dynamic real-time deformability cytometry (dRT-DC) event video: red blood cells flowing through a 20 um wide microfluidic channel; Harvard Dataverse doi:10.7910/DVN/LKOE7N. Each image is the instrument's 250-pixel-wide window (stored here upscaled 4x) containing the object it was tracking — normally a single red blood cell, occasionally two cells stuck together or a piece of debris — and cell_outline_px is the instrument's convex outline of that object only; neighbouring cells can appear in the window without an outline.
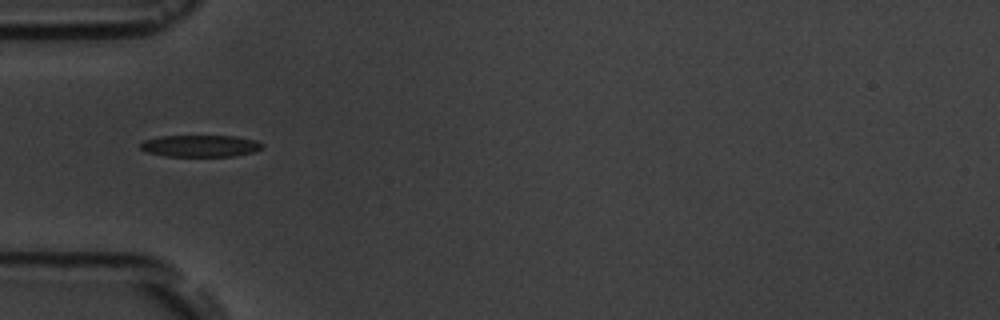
{"species": "common noctule bat (a hibernating species)", "species_latin": "Nyctalus noctula", "temperature_condition": "room temperature", "stored_images_in_passage": 8, "camera_frame_rate_fps": 3000, "um_per_image_px": 0.085, "animal": {"sex": "male", "body_mass_g": 19.5, "forearm_length_mm": 54.6}, "frame": {"image": 1, "passage_image": 6, "time_ms": 6.333, "image_size_px": [1000, 320], "cell_outline_px": [[264, 148], [252, 152], [232, 156], [164, 156], [148, 152], [140, 148], [140, 144], [144, 140], [160, 136], [236, 136], [256, 140], [264, 144]], "centroid_in_image_um": [17.05, 12.4], "position_along_channel_um": 67.9, "area_um2": 15.49}}
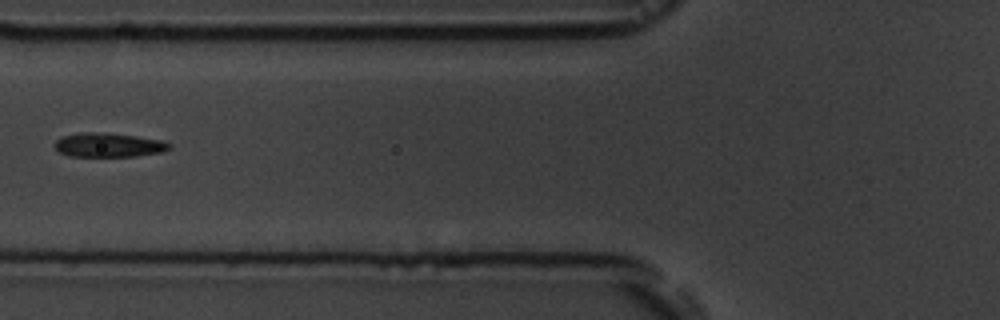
{"frame": {"image": 2, "passage_image": 7, "time_ms": 7.667, "image_size_px": [1000, 320], "cell_outline_px": [[172, 148], [160, 152], [136, 156], [68, 156], [60, 152], [52, 144], [56, 140], [64, 136], [80, 132], [108, 132], [164, 140], [172, 144]], "centroid_in_image_um": [9.25, 12.31], "position_along_channel_um": 116.6, "area_um2": 16.3}}
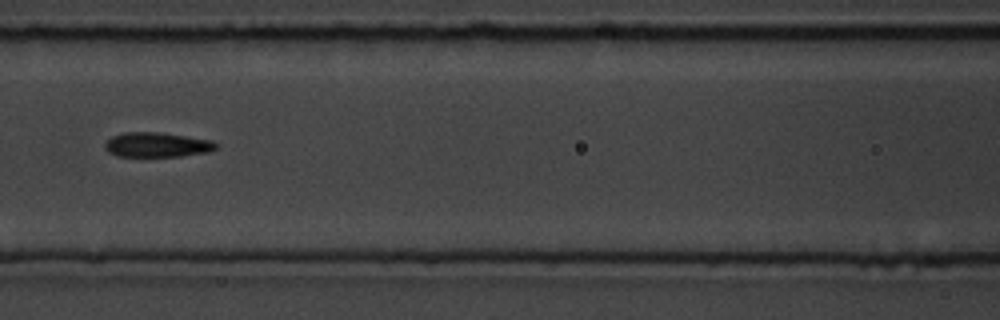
{"frame": {"image": 3, "passage_image": 8, "time_ms": 8.667, "image_size_px": [1000, 320], "cell_outline_px": [[216, 148], [208, 152], [180, 156], [116, 156], [108, 152], [104, 148], [104, 144], [112, 136], [124, 132], [160, 132], [212, 140], [216, 144]], "centroid_in_image_um": [13.31, 12.3], "position_along_channel_um": 153.3, "area_um2": 15.95}}